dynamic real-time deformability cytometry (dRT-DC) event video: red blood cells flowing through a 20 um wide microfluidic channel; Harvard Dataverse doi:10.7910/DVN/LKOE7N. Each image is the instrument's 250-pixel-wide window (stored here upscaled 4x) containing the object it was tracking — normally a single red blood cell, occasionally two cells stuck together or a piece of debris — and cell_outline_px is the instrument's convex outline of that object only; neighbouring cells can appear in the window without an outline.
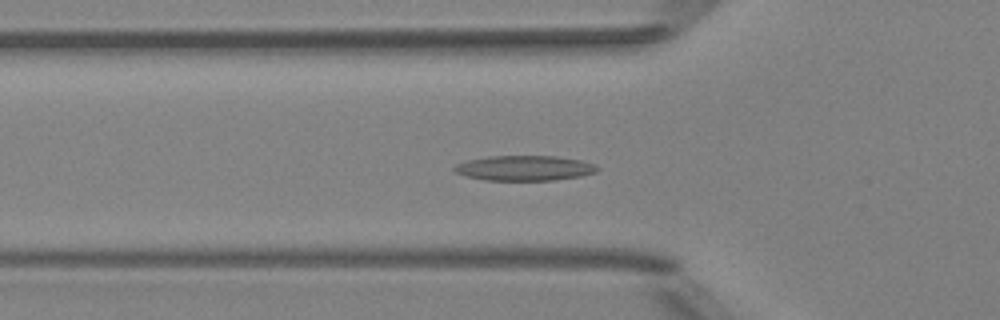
{"species": "Egyptian fruit bat (a non-hibernating species)", "species_latin": "Rousettus aegyptiacus", "temperature_condition": "room temperature", "stored_images_in_passage": 48, "segment_of_instrument_passage": [1, 2], "camera_frame_rate_fps": 3000, "um_per_image_px": 0.085, "animal": {"sex": "female"}, "frame": {"image": 1, "passage_image": 13, "time_ms": 4.0, "image_size_px": [1000, 320], "cell_outline_px": [[600, 168], [596, 172], [580, 176], [552, 180], [484, 180], [464, 176], [456, 172], [452, 168], [456, 164], [468, 160], [488, 156], [556, 156], [580, 160], [592, 164]], "centroid_in_image_um": [44.54, 14.29], "position_along_channel_um": 81.3, "area_um2": 20.81}}
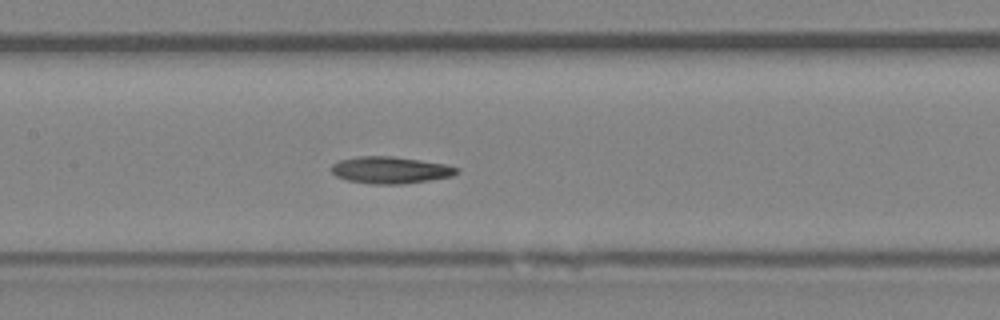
{"frame": {"image": 2, "passage_image": 20, "time_ms": 6.333, "image_size_px": [1000, 320], "cell_outline_px": [[460, 172], [452, 176], [404, 184], [372, 184], [348, 180], [336, 176], [332, 172], [332, 164], [340, 160], [356, 156], [392, 156], [420, 160], [444, 164], [460, 168]], "centroid_in_image_um": [33.19, 14.45], "position_along_channel_um": 174.2, "area_um2": 19.59}}
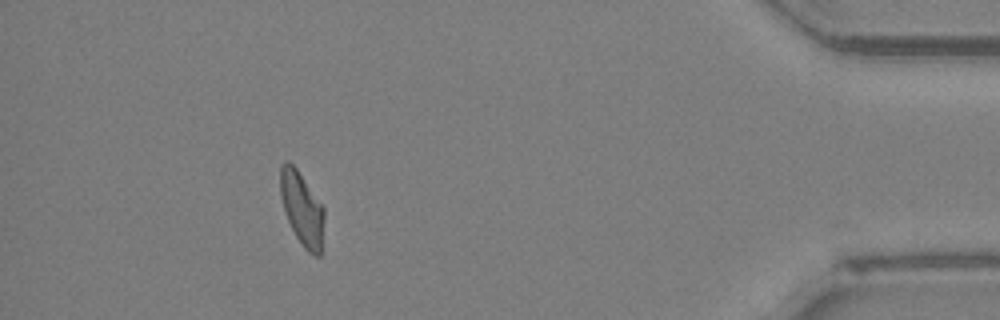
{"frame": {"image": 3, "passage_image": 42, "time_ms": 13.667, "image_size_px": [1000, 320], "cell_outline_px": [[324, 220], [320, 256], [316, 256], [308, 252], [304, 248], [296, 236], [288, 220], [280, 196], [280, 168], [284, 160], [288, 160], [296, 168], [324, 208]], "centroid_in_image_um": [25.66, 17.73], "position_along_channel_um": 409.5, "area_um2": 18.5}}